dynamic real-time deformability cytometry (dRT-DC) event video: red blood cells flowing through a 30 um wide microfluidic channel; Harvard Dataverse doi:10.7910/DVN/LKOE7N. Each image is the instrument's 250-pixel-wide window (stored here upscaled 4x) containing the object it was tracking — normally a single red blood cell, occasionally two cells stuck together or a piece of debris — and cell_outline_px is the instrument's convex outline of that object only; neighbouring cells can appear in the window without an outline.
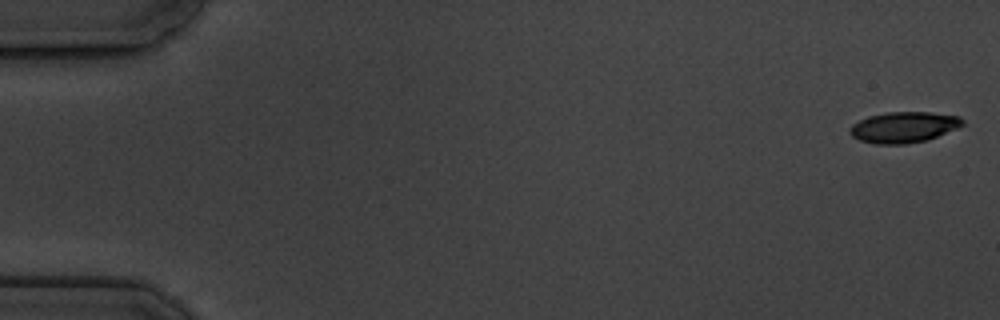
{"species": "common noctule bat (a hibernating species)", "species_latin": "Nyctalus noctula", "temperature_condition": "cold", "stored_images_in_passage": 6, "camera_frame_rate_fps": 3000, "um_per_image_px": 0.085, "animal": {"sex": "male", "body_mass_g": 19.5, "forearm_length_mm": 54.6}, "frame": {"image": 1, "passage_image": 1, "time_ms": 0.0, "image_size_px": [1000, 320], "cell_outline_px": [[964, 124], [956, 128], [928, 140], [904, 144], [876, 144], [860, 140], [852, 136], [848, 132], [848, 128], [852, 124], [868, 116], [888, 112], [932, 112], [960, 116], [964, 120]], "centroid_in_image_um": [76.81, 10.81], "position_along_channel_um": 8.2, "area_um2": 20.35}}
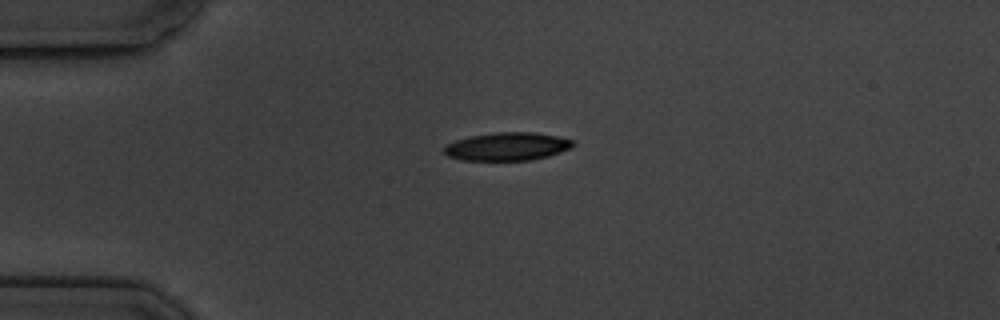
{"frame": {"image": 2, "passage_image": 4, "time_ms": 4.333, "image_size_px": [1000, 320], "cell_outline_px": [[576, 144], [572, 148], [548, 156], [532, 160], [460, 160], [448, 156], [444, 152], [444, 148], [448, 144], [456, 140], [472, 136], [496, 132], [532, 132], [556, 136], [572, 140]], "centroid_in_image_um": [43.14, 12.46], "position_along_channel_um": 41.9, "area_um2": 20.98}}